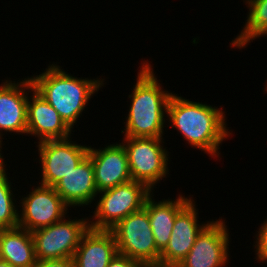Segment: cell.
Wrapping results in <instances>:
<instances>
[{"label":"cell","instance_id":"cell-9","mask_svg":"<svg viewBox=\"0 0 267 267\" xmlns=\"http://www.w3.org/2000/svg\"><path fill=\"white\" fill-rule=\"evenodd\" d=\"M69 139V140H68ZM42 170V185L53 187L74 170L88 155L89 146H82L69 138L38 142Z\"/></svg>","mask_w":267,"mask_h":267},{"label":"cell","instance_id":"cell-14","mask_svg":"<svg viewBox=\"0 0 267 267\" xmlns=\"http://www.w3.org/2000/svg\"><path fill=\"white\" fill-rule=\"evenodd\" d=\"M32 92L27 103V134L38 137L39 142L69 138L72 129L42 95L35 89Z\"/></svg>","mask_w":267,"mask_h":267},{"label":"cell","instance_id":"cell-5","mask_svg":"<svg viewBox=\"0 0 267 267\" xmlns=\"http://www.w3.org/2000/svg\"><path fill=\"white\" fill-rule=\"evenodd\" d=\"M151 192L144 183L134 180L99 192L101 198L93 215L96 221L89 220V228L110 230L131 213L141 210Z\"/></svg>","mask_w":267,"mask_h":267},{"label":"cell","instance_id":"cell-15","mask_svg":"<svg viewBox=\"0 0 267 267\" xmlns=\"http://www.w3.org/2000/svg\"><path fill=\"white\" fill-rule=\"evenodd\" d=\"M53 188L69 207L91 204L98 195L91 159L86 156L74 170L66 174Z\"/></svg>","mask_w":267,"mask_h":267},{"label":"cell","instance_id":"cell-17","mask_svg":"<svg viewBox=\"0 0 267 267\" xmlns=\"http://www.w3.org/2000/svg\"><path fill=\"white\" fill-rule=\"evenodd\" d=\"M150 194L144 203L157 249L162 252L168 245L176 215L192 200L179 195L174 200L156 202Z\"/></svg>","mask_w":267,"mask_h":267},{"label":"cell","instance_id":"cell-21","mask_svg":"<svg viewBox=\"0 0 267 267\" xmlns=\"http://www.w3.org/2000/svg\"><path fill=\"white\" fill-rule=\"evenodd\" d=\"M256 238V245L254 246L256 247L257 259L262 262L266 260L267 262V219L260 227Z\"/></svg>","mask_w":267,"mask_h":267},{"label":"cell","instance_id":"cell-24","mask_svg":"<svg viewBox=\"0 0 267 267\" xmlns=\"http://www.w3.org/2000/svg\"><path fill=\"white\" fill-rule=\"evenodd\" d=\"M2 141H0V171L1 170H3V169H5V166H6V164L4 163V159H3V156H1L2 154H1V149H2V143H1ZM5 165V166H4Z\"/></svg>","mask_w":267,"mask_h":267},{"label":"cell","instance_id":"cell-25","mask_svg":"<svg viewBox=\"0 0 267 267\" xmlns=\"http://www.w3.org/2000/svg\"><path fill=\"white\" fill-rule=\"evenodd\" d=\"M0 267H13V266L8 262L0 259Z\"/></svg>","mask_w":267,"mask_h":267},{"label":"cell","instance_id":"cell-7","mask_svg":"<svg viewBox=\"0 0 267 267\" xmlns=\"http://www.w3.org/2000/svg\"><path fill=\"white\" fill-rule=\"evenodd\" d=\"M89 229L88 219L63 220L31 232L36 260L73 258L83 234Z\"/></svg>","mask_w":267,"mask_h":267},{"label":"cell","instance_id":"cell-4","mask_svg":"<svg viewBox=\"0 0 267 267\" xmlns=\"http://www.w3.org/2000/svg\"><path fill=\"white\" fill-rule=\"evenodd\" d=\"M112 232L119 254L138 261L144 267H159L160 251L155 245V238L147 211L131 213L113 228Z\"/></svg>","mask_w":267,"mask_h":267},{"label":"cell","instance_id":"cell-10","mask_svg":"<svg viewBox=\"0 0 267 267\" xmlns=\"http://www.w3.org/2000/svg\"><path fill=\"white\" fill-rule=\"evenodd\" d=\"M226 227L222 219L210 221L177 267H225L229 260V233Z\"/></svg>","mask_w":267,"mask_h":267},{"label":"cell","instance_id":"cell-18","mask_svg":"<svg viewBox=\"0 0 267 267\" xmlns=\"http://www.w3.org/2000/svg\"><path fill=\"white\" fill-rule=\"evenodd\" d=\"M0 259L13 267H33L36 257L31 232L20 227L0 230Z\"/></svg>","mask_w":267,"mask_h":267},{"label":"cell","instance_id":"cell-19","mask_svg":"<svg viewBox=\"0 0 267 267\" xmlns=\"http://www.w3.org/2000/svg\"><path fill=\"white\" fill-rule=\"evenodd\" d=\"M246 3L249 7L247 22L237 38L231 41L233 47L243 48L250 40L267 35V0H246Z\"/></svg>","mask_w":267,"mask_h":267},{"label":"cell","instance_id":"cell-1","mask_svg":"<svg viewBox=\"0 0 267 267\" xmlns=\"http://www.w3.org/2000/svg\"><path fill=\"white\" fill-rule=\"evenodd\" d=\"M223 109L189 101L172 94L167 105V117L188 143L212 157L219 156L218 149L231 134L225 123Z\"/></svg>","mask_w":267,"mask_h":267},{"label":"cell","instance_id":"cell-11","mask_svg":"<svg viewBox=\"0 0 267 267\" xmlns=\"http://www.w3.org/2000/svg\"><path fill=\"white\" fill-rule=\"evenodd\" d=\"M193 201L176 215L168 245L160 253L159 267H177L191 250L200 232L210 223H197L198 210Z\"/></svg>","mask_w":267,"mask_h":267},{"label":"cell","instance_id":"cell-12","mask_svg":"<svg viewBox=\"0 0 267 267\" xmlns=\"http://www.w3.org/2000/svg\"><path fill=\"white\" fill-rule=\"evenodd\" d=\"M87 156L92 161L98 193L132 180L127 154L121 143L111 144L103 149L90 146Z\"/></svg>","mask_w":267,"mask_h":267},{"label":"cell","instance_id":"cell-20","mask_svg":"<svg viewBox=\"0 0 267 267\" xmlns=\"http://www.w3.org/2000/svg\"><path fill=\"white\" fill-rule=\"evenodd\" d=\"M6 169L0 171V230L18 227V214Z\"/></svg>","mask_w":267,"mask_h":267},{"label":"cell","instance_id":"cell-6","mask_svg":"<svg viewBox=\"0 0 267 267\" xmlns=\"http://www.w3.org/2000/svg\"><path fill=\"white\" fill-rule=\"evenodd\" d=\"M162 139L124 137L125 144L121 143L127 154L131 179L144 183L151 191L169 171V155L163 149Z\"/></svg>","mask_w":267,"mask_h":267},{"label":"cell","instance_id":"cell-3","mask_svg":"<svg viewBox=\"0 0 267 267\" xmlns=\"http://www.w3.org/2000/svg\"><path fill=\"white\" fill-rule=\"evenodd\" d=\"M34 89L58 112L72 129L82 115L91 96L102 86L104 80L82 79L62 71L52 64L42 74L31 77Z\"/></svg>","mask_w":267,"mask_h":267},{"label":"cell","instance_id":"cell-23","mask_svg":"<svg viewBox=\"0 0 267 267\" xmlns=\"http://www.w3.org/2000/svg\"><path fill=\"white\" fill-rule=\"evenodd\" d=\"M33 267H76L73 258L60 260H36Z\"/></svg>","mask_w":267,"mask_h":267},{"label":"cell","instance_id":"cell-2","mask_svg":"<svg viewBox=\"0 0 267 267\" xmlns=\"http://www.w3.org/2000/svg\"><path fill=\"white\" fill-rule=\"evenodd\" d=\"M146 62V63H145ZM136 78L125 125V137L162 138L172 93L163 91L152 66L145 61ZM165 111V112H164Z\"/></svg>","mask_w":267,"mask_h":267},{"label":"cell","instance_id":"cell-22","mask_svg":"<svg viewBox=\"0 0 267 267\" xmlns=\"http://www.w3.org/2000/svg\"><path fill=\"white\" fill-rule=\"evenodd\" d=\"M107 267H144V266L138 261L129 258L128 256L117 253Z\"/></svg>","mask_w":267,"mask_h":267},{"label":"cell","instance_id":"cell-13","mask_svg":"<svg viewBox=\"0 0 267 267\" xmlns=\"http://www.w3.org/2000/svg\"><path fill=\"white\" fill-rule=\"evenodd\" d=\"M33 89L31 78L20 83L6 80L0 85V141L3 130L27 134V103L30 98L27 94Z\"/></svg>","mask_w":267,"mask_h":267},{"label":"cell","instance_id":"cell-8","mask_svg":"<svg viewBox=\"0 0 267 267\" xmlns=\"http://www.w3.org/2000/svg\"><path fill=\"white\" fill-rule=\"evenodd\" d=\"M39 185L20 200L22 212L18 214V227L29 232L62 220L69 207L53 187Z\"/></svg>","mask_w":267,"mask_h":267},{"label":"cell","instance_id":"cell-16","mask_svg":"<svg viewBox=\"0 0 267 267\" xmlns=\"http://www.w3.org/2000/svg\"><path fill=\"white\" fill-rule=\"evenodd\" d=\"M118 253L110 230L89 228L82 236L73 260L76 267H107Z\"/></svg>","mask_w":267,"mask_h":267}]
</instances>
